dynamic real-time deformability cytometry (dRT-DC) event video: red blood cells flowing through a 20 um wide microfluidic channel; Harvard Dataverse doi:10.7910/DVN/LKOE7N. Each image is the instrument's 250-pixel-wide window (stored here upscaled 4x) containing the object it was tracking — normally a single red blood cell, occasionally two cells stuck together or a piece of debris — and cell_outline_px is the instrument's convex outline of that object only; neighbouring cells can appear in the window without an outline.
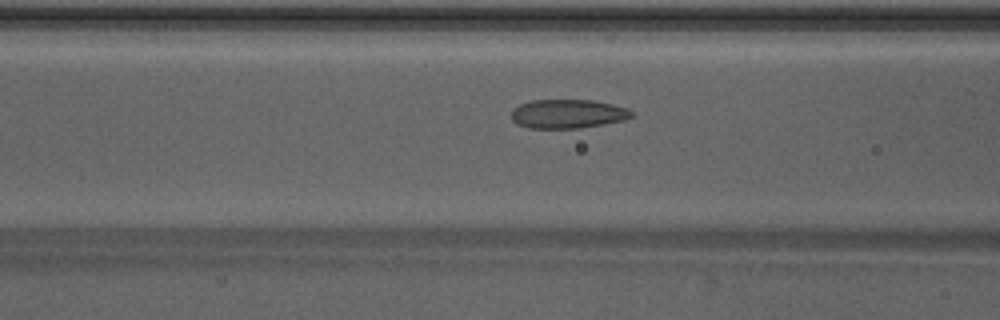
{"species": "Egyptian fruit bat (a non-hibernating species)", "species_latin": "Rousettus aegyptiacus", "temperature_condition": "warm", "stored_images_in_passage": 41, "camera_frame_rate_fps": 3000, "um_per_image_px": 0.085, "animal": {"sex": "male"}, "frame": {"image": 1, "passage_image": 12, "time_ms": 3.667, "image_size_px": [1000, 320], "cell_outline_px": [[632, 116], [624, 120], [604, 124], [580, 128], [528, 128], [516, 124], [512, 120], [512, 112], [520, 104], [532, 100], [592, 100], [612, 104], [628, 108], [632, 112]], "centroid_in_image_um": [48.26, 9.68], "position_along_channel_um": 118.3, "area_um2": 20.23}}
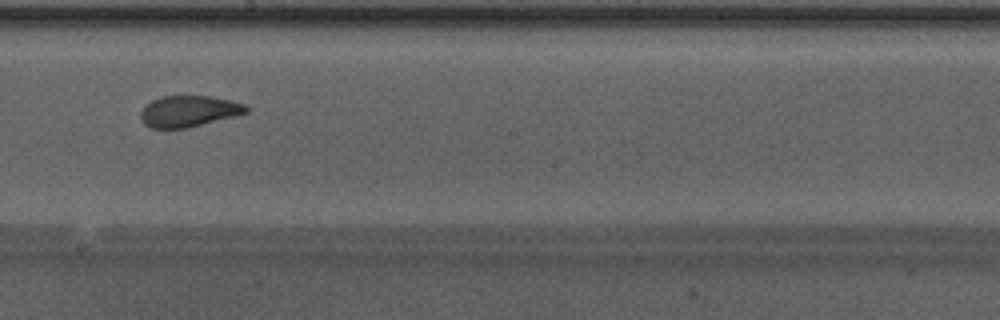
{"frame": {"image": 2, "passage_image": 20, "time_ms": 6.333, "image_size_px": [1000, 320], "cell_outline_px": [[248, 112], [188, 128], [152, 128], [144, 124], [140, 120], [140, 112], [152, 100], [160, 96], [212, 96], [244, 104], [248, 108]], "centroid_in_image_um": [16.01, 9.45], "position_along_channel_um": 232.2, "area_um2": 19.02}}
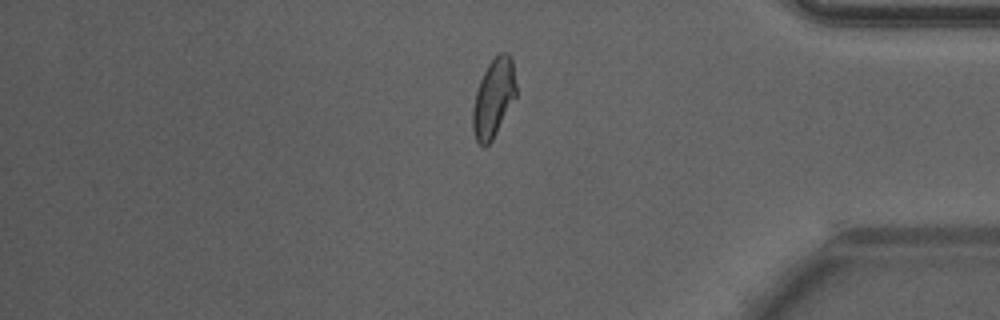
{"frame": {"image": 3, "passage_image": 33, "time_ms": 10.667, "image_size_px": [1000, 320], "cell_outline_px": [[516, 96], [492, 140], [484, 148], [476, 140], [472, 128], [472, 108], [476, 92], [480, 80], [488, 64], [500, 52], [508, 52], [512, 56], [516, 84]], "centroid_in_image_um": [41.95, 8.31], "position_along_channel_um": 393.2, "area_um2": 19.83}, "authors_computed_cell_mechanics": {"area_um2": 19.941, "velocity_mm_per_s": 4.2694, "shape_relaxation_time_tau1_ms": 4.6288, "shape_relaxation_time_tau2_ms": 1.0802, "deformation_change_tau1": 0.1449, "deformation_change_tau2": 0.0478}}